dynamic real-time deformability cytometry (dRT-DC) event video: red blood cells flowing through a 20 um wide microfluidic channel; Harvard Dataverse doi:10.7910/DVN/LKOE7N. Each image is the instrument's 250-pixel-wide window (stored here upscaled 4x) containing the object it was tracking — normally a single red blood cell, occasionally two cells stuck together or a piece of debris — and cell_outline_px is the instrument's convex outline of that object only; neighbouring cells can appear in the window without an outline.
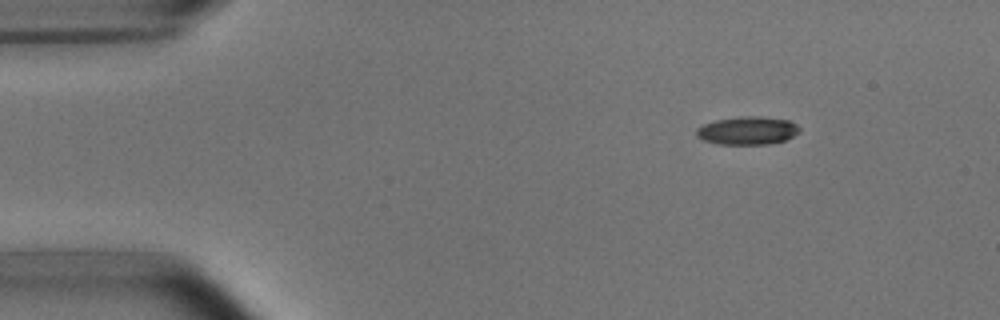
{"species": "common noctule bat (a hibernating species)", "species_latin": "Nyctalus noctula", "temperature_condition": "room temperature", "stored_images_in_passage": 3, "camera_frame_rate_fps": 3000, "um_per_image_px": 0.085, "animal": {"sex": "male", "body_mass_g": 15.6}, "frame": {"image": 1, "passage_image": 1, "time_ms": 0.0, "image_size_px": [1000, 320], "cell_outline_px": [[800, 132], [784, 140], [768, 144], [720, 144], [704, 140], [696, 136], [696, 128], [704, 124], [716, 120], [740, 116], [760, 116], [788, 120], [796, 124], [800, 128]], "centroid_in_image_um": [63.53, 11.09], "position_along_channel_um": 21.5, "area_um2": 16.82}}
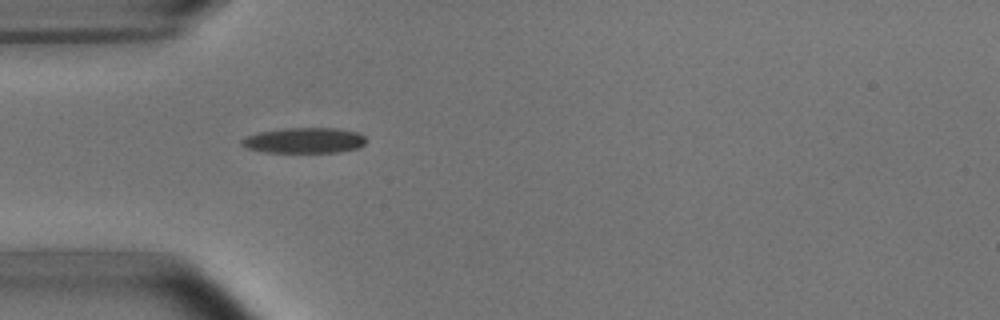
{"frame": {"image": 2, "passage_image": 3, "time_ms": 3.0, "image_size_px": [1000, 320], "cell_outline_px": [[368, 140], [360, 148], [336, 152], [264, 152], [248, 148], [240, 144], [240, 140], [256, 132], [284, 128], [336, 128], [360, 132]], "centroid_in_image_um": [25.89, 11.93], "position_along_channel_um": 59.1, "area_um2": 18.67}}